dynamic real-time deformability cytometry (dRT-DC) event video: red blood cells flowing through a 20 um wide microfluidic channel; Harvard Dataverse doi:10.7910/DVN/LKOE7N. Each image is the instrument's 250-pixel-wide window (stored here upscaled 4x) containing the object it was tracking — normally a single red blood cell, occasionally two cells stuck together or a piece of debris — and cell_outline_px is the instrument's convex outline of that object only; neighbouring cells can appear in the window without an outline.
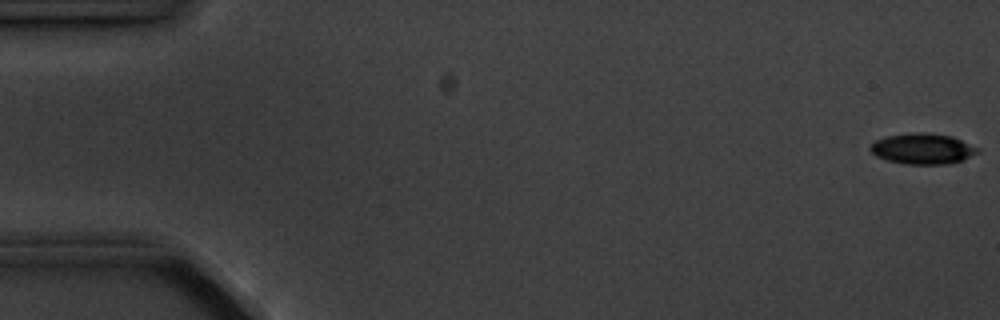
{"species": "common noctule bat (a hibernating species)", "species_latin": "Nyctalus noctula", "temperature_condition": "cold", "stored_images_in_passage": 16, "segment_of_instrument_passage": [1, 2], "camera_frame_rate_fps": 3000, "um_per_image_px": 0.085, "animal": {"sex": "male", "body_mass_g": 20.1, "forearm_length_mm": 53.5}, "frame": {"image": 1, "passage_image": 1, "time_ms": 0.0, "image_size_px": [1000, 320], "cell_outline_px": [[980, 152], [964, 160], [948, 164], [904, 164], [888, 160], [876, 156], [868, 148], [876, 140], [888, 136], [916, 132], [928, 132], [952, 136], [980, 148]], "centroid_in_image_um": [78.47, 12.64], "position_along_channel_um": 6.5, "area_um2": 19.31}}
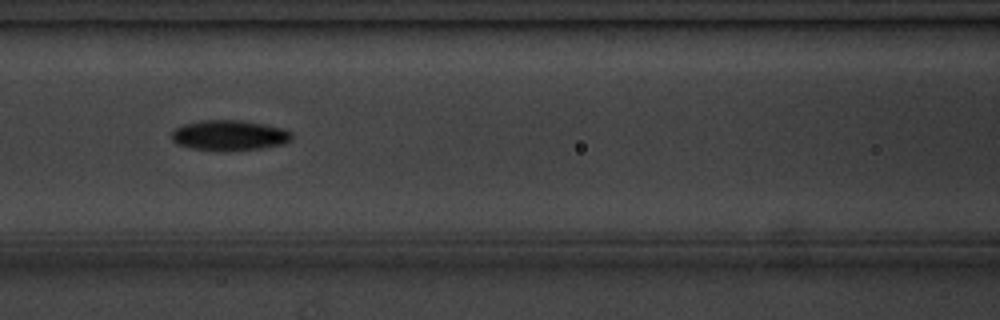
{"frame": {"image": 2, "passage_image": 7, "time_ms": 7.667, "image_size_px": [1000, 320], "cell_outline_px": [[292, 140], [284, 144], [260, 148], [228, 152], [216, 152], [188, 148], [176, 144], [172, 140], [172, 132], [176, 128], [184, 124], [200, 120], [240, 120], [264, 124], [284, 128], [292, 132]], "centroid_in_image_um": [19.49, 11.53], "position_along_channel_um": 147.1, "area_um2": 21.79}}
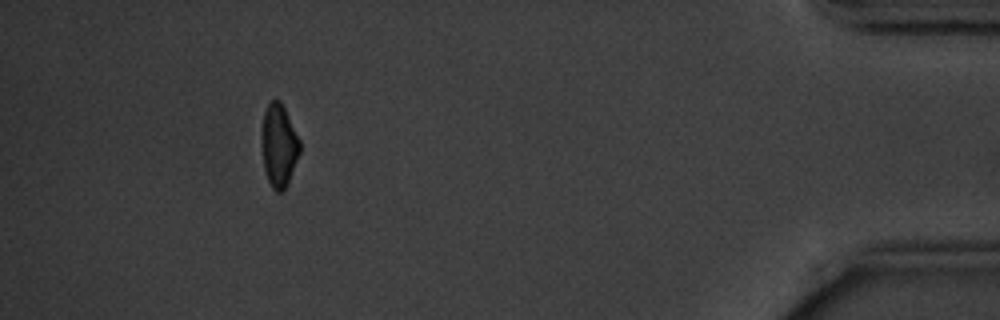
{"frame": {"image": 3, "passage_image": 14, "time_ms": 16.667, "image_size_px": [1000, 320], "cell_outline_px": [[300, 152], [288, 184], [280, 192], [276, 192], [272, 188], [268, 180], [264, 168], [260, 140], [260, 136], [264, 112], [268, 104], [272, 100], [280, 100], [300, 140]], "centroid_in_image_um": [23.69, 12.38], "position_along_channel_um": 411.5, "area_um2": 18.5}}